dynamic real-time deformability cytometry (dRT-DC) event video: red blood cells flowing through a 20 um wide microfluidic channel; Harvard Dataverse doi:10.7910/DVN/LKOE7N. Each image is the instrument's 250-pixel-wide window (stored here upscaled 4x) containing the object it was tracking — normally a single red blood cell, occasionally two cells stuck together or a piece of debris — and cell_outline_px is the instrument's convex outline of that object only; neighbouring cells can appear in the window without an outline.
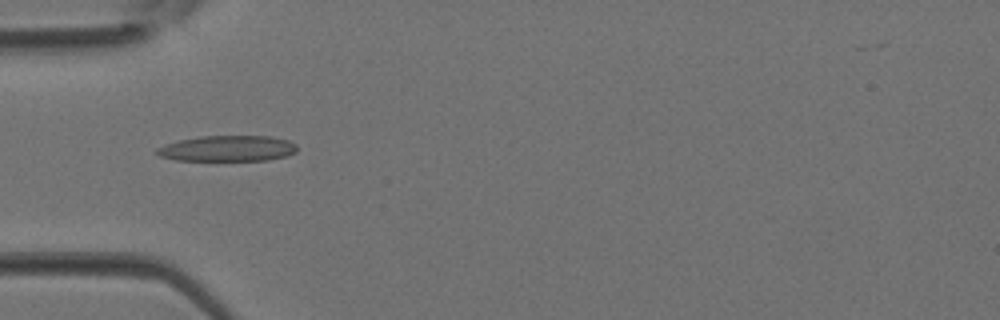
{"species": "Egyptian fruit bat (a non-hibernating species)", "species_latin": "Rousettus aegyptiacus", "temperature_condition": "room temperature", "stored_images_in_passage": 2, "camera_frame_rate_fps": 3000, "um_per_image_px": 0.085, "animal": {"sex": "female"}, "frame": {"image": 1, "passage_image": 2, "time_ms": 0.333, "image_size_px": [1000, 320], "cell_outline_px": [[296, 152], [288, 156], [268, 160], [176, 160], [160, 156], [156, 152], [156, 148], [164, 144], [180, 140], [200, 136], [268, 136], [288, 140], [296, 144]], "centroid_in_image_um": [19.35, 12.62], "position_along_channel_um": 65.6, "area_um2": 21.04}}